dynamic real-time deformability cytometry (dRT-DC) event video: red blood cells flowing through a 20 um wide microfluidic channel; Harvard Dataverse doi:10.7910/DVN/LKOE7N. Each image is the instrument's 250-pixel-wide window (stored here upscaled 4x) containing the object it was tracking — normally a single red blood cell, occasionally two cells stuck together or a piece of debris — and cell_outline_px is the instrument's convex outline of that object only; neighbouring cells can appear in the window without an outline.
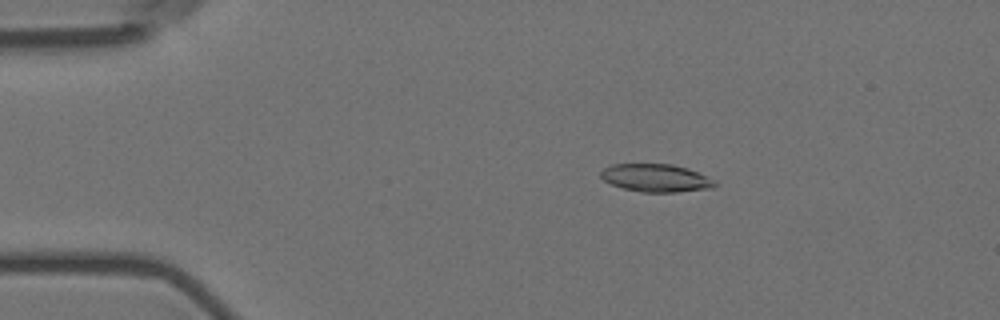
{"species": "Egyptian fruit bat (a non-hibernating species)", "species_latin": "Rousettus aegyptiacus", "temperature_condition": "room temperature", "stored_images_in_passage": 57, "camera_frame_rate_fps": 3000, "um_per_image_px": 0.085, "animal": {"sex": "female"}, "frame": {"image": 1, "passage_image": 11, "time_ms": 3.333, "image_size_px": [1000, 320], "cell_outline_px": [[716, 184], [712, 188], [676, 192], [640, 192], [624, 188], [612, 184], [604, 180], [600, 176], [600, 172], [604, 168], [612, 164], [672, 164], [688, 168], [716, 180]], "centroid_in_image_um": [55.76, 15.12], "position_along_channel_um": 29.2, "area_um2": 18.5}}
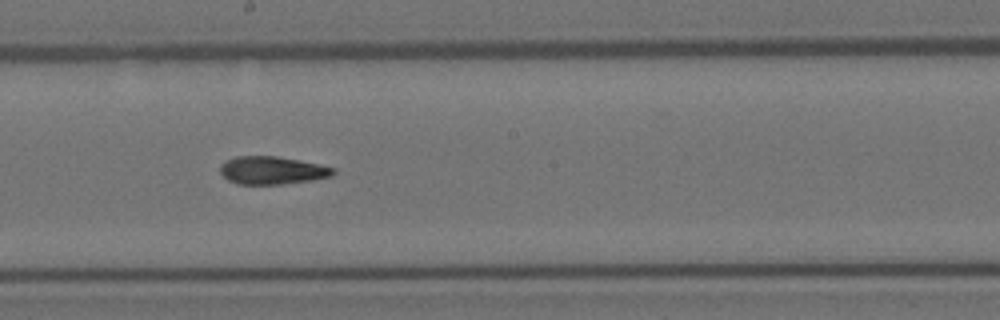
{"frame": {"image": 2, "passage_image": 32, "time_ms": 10.333, "image_size_px": [1000, 320], "cell_outline_px": [[336, 172], [332, 176], [312, 180], [284, 184], [236, 184], [228, 180], [220, 172], [220, 164], [236, 156], [276, 156], [300, 160], [320, 164], [336, 168]], "centroid_in_image_um": [23.16, 14.48], "position_along_channel_um": 225.0, "area_um2": 18.5}}
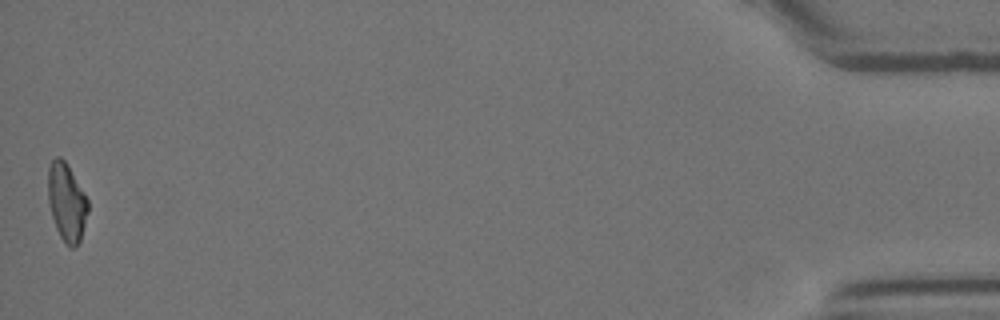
{"frame": {"image": 3, "passage_image": 57, "time_ms": 18.667, "image_size_px": [1000, 320], "cell_outline_px": [[88, 212], [80, 240], [76, 248], [68, 248], [64, 244], [56, 228], [52, 216], [48, 200], [48, 168], [52, 160], [56, 156], [60, 156], [64, 160], [88, 200]], "centroid_in_image_um": [5.66, 17.23], "position_along_channel_um": 429.5, "area_um2": 18.03}, "authors_computed_cell_mechanics": {"area_um2": 18.6694, "velocity_mm_per_s": 3.5936, "shape_relaxation_time_tau1_ms": 9.3989, "shape_relaxation_time_tau2_ms": 4.0205, "deformation_change_tau1": 0.2265, "deformation_change_tau2": 0.1232}}